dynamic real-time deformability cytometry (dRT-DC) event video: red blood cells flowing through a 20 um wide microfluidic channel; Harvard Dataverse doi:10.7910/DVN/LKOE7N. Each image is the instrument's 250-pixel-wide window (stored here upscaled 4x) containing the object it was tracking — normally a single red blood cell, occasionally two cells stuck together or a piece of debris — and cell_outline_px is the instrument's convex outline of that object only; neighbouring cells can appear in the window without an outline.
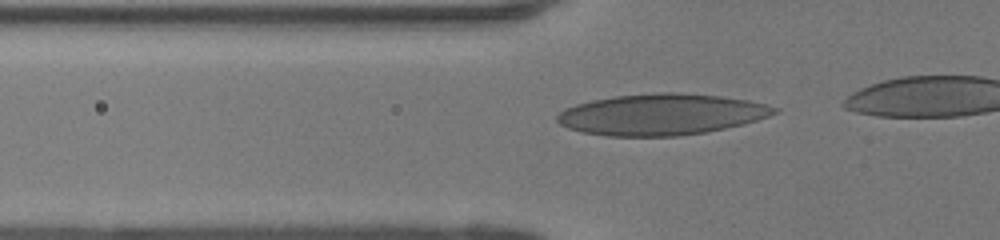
{"species": "human", "species_latin": "Homo sapiens", "temperature_condition": "room temperature", "stored_images_in_passage": 11, "camera_frame_rate_fps": 3000, "um_per_image_px": 0.085, "donor": {"sex": "female"}, "frame": {"image": 1, "passage_image": 2, "time_ms": 0.333, "image_size_px": [1000, 240], "cell_outline_px": [[780, 112], [744, 124], [704, 132], [676, 136], [604, 136], [580, 132], [568, 128], [560, 124], [556, 120], [556, 116], [564, 108], [576, 104], [592, 100], [612, 96], [660, 92], [680, 92], [720, 96], [748, 100], [780, 108]], "centroid_in_image_um": [56.19, 9.72], "position_along_channel_um": 69.6, "area_um2": 52.31}}
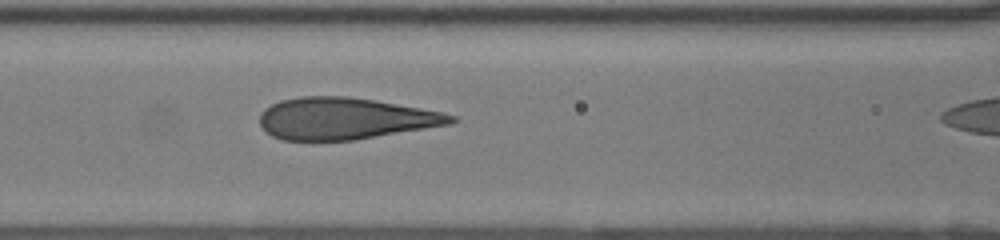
{"frame": {"image": 2, "passage_image": 7, "time_ms": 2.0, "image_size_px": [1000, 240], "cell_outline_px": [[456, 120], [452, 124], [356, 140], [284, 140], [272, 136], [260, 124], [260, 112], [264, 108], [280, 100], [300, 96], [348, 96], [376, 100], [444, 112], [456, 116]], "centroid_in_image_um": [29.35, 10.07], "position_along_channel_um": 137.3, "area_um2": 46.7}}
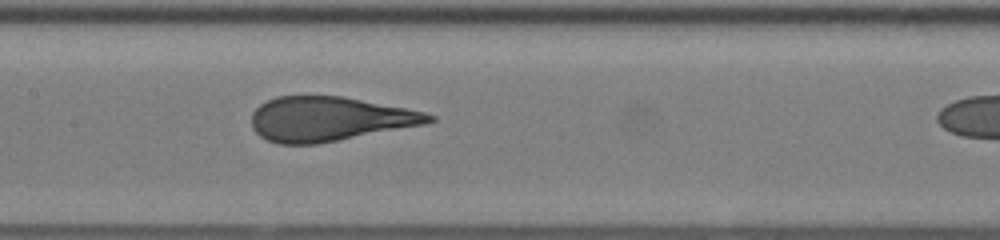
{"frame": {"image": 3, "passage_image": 10, "time_ms": 3.0, "image_size_px": [1000, 240], "cell_outline_px": [[436, 120], [424, 124], [316, 144], [280, 144], [268, 140], [260, 136], [252, 128], [252, 112], [260, 104], [276, 96], [344, 96], [424, 112], [436, 116]], "centroid_in_image_um": [27.95, 10.1], "position_along_channel_um": 179.4, "area_um2": 45.55}}